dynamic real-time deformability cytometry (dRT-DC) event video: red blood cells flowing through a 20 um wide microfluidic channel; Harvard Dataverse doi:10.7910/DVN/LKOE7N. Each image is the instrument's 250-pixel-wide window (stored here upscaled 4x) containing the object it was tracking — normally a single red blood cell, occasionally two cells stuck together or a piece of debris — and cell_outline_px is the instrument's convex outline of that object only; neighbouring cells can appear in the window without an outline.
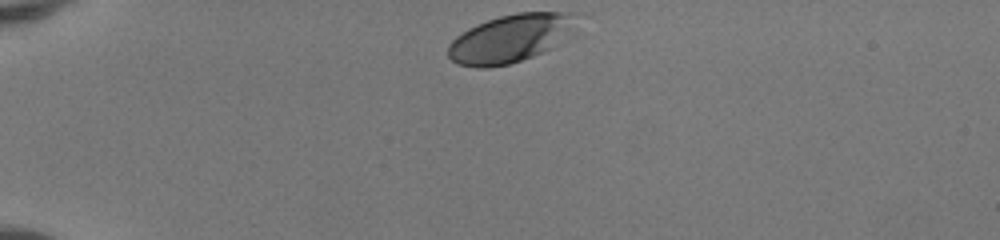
{"species": "human", "species_latin": "Homo sapiens", "temperature_condition": "room temperature", "stored_images_in_passage": 33, "camera_frame_rate_fps": 3000, "um_per_image_px": 0.085, "donor": {"sex": "female"}, "frame": {"image": 1, "passage_image": 1, "time_ms": 0.0, "image_size_px": [1000, 240], "cell_outline_px": [[568, 16], [548, 48], [532, 56], [508, 64], [488, 68], [476, 68], [456, 64], [448, 56], [448, 44], [456, 36], [468, 28], [476, 24], [500, 16], [516, 12], [568, 12]], "centroid_in_image_um": [42.99, 3.32], "position_along_channel_um": 42.0, "area_um2": 33.29}}
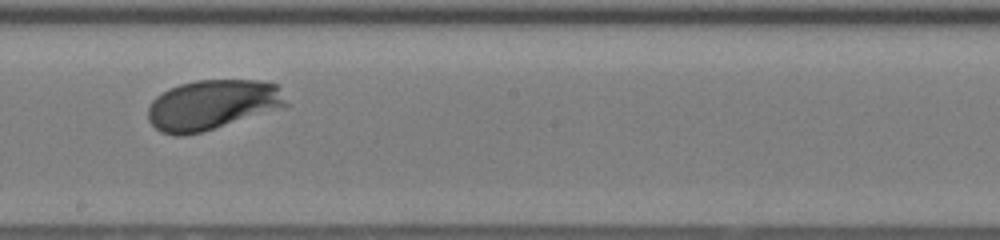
{"frame": {"image": 2, "passage_image": 19, "time_ms": 6.0, "image_size_px": [1000, 240], "cell_outline_px": [[288, 108], [200, 132], [184, 136], [176, 136], [160, 132], [148, 120], [148, 108], [152, 100], [156, 96], [168, 88], [180, 84], [196, 80], [260, 80], [276, 84], [288, 104]], "centroid_in_image_um": [18.06, 8.91], "position_along_channel_um": 230.1, "area_um2": 40.69}}
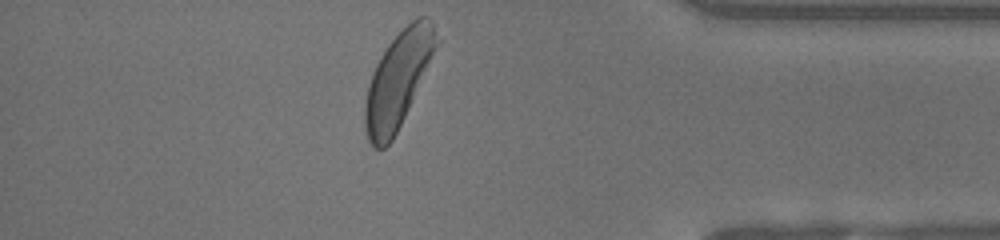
{"frame": {"image": 3, "passage_image": 33, "time_ms": 10.667, "image_size_px": [1000, 240], "cell_outline_px": [[440, 44], [392, 140], [384, 148], [372, 148], [368, 140], [364, 128], [364, 104], [368, 88], [376, 64], [380, 56], [388, 44], [416, 16], [428, 16], [432, 20], [440, 40]], "centroid_in_image_um": [33.86, 6.75], "position_along_channel_um": 401.3, "area_um2": 39.59}, "authors_computed_cell_mechanics": {"area_um2": 38.3214, "velocity_mm_per_s": 4.1021, "shape_relaxation_time_tau1_ms": 1.6434, "shape_relaxation_time_tau2_ms": null, "deformation_change_tau1": 0.1016, "deformation_change_tau2": null}}